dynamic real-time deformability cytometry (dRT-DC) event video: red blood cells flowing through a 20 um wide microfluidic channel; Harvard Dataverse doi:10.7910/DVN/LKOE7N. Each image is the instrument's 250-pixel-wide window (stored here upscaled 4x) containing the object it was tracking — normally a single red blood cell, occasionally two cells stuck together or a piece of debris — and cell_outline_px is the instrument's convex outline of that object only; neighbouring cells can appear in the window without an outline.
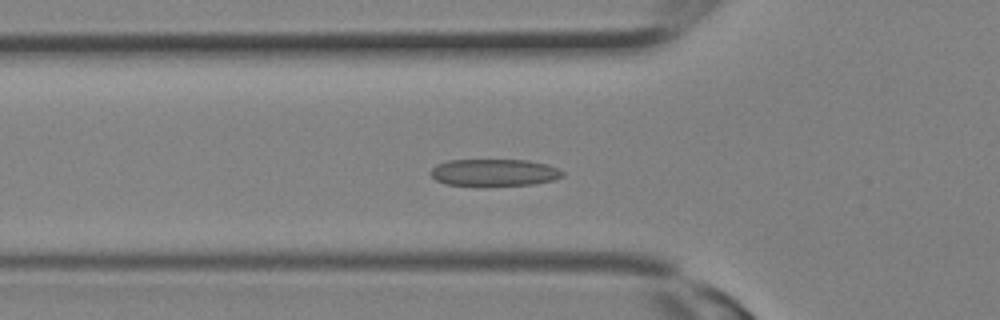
{"species": "Egyptian fruit bat (a non-hibernating species)", "species_latin": "Rousettus aegyptiacus", "temperature_condition": "room temperature", "stored_images_in_passage": 7, "camera_frame_rate_fps": 3000, "um_per_image_px": 0.085, "animal": {"sex": "female"}, "frame": {"image": 1, "passage_image": 3, "time_ms": 0.667, "image_size_px": [1000, 320], "cell_outline_px": [[564, 176], [552, 180], [532, 184], [484, 188], [444, 184], [436, 180], [428, 172], [436, 164], [448, 160], [528, 160], [548, 164], [564, 172]], "centroid_in_image_um": [41.95, 14.7], "position_along_channel_um": 83.8, "area_um2": 21.62}}
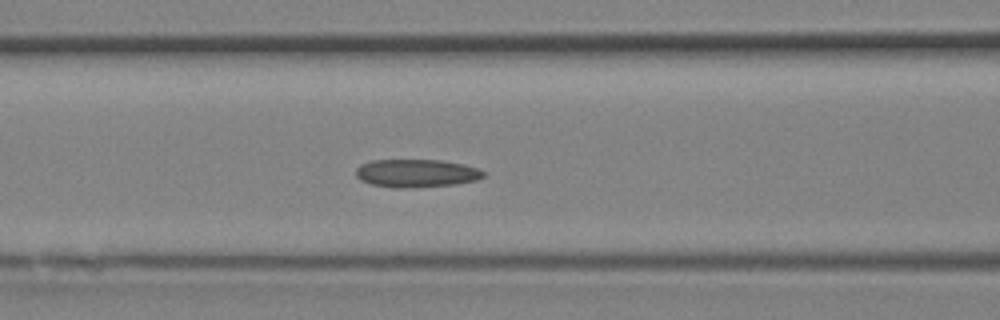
{"frame": {"image": 2, "passage_image": 5, "time_ms": 1.333, "image_size_px": [1000, 320], "cell_outline_px": [[488, 172], [484, 176], [476, 180], [456, 184], [412, 188], [392, 188], [372, 184], [360, 180], [356, 176], [356, 168], [360, 164], [372, 160], [440, 160], [460, 164], [476, 168]], "centroid_in_image_um": [35.37, 14.73], "position_along_channel_um": 131.2, "area_um2": 20.92}}
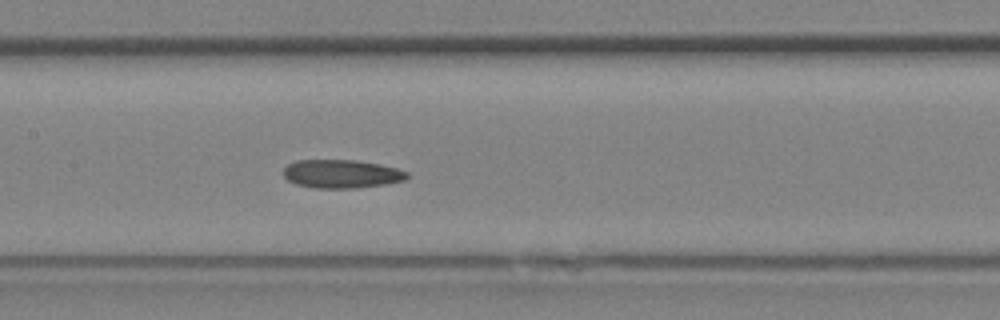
{"frame": {"image": 3, "passage_image": 7, "time_ms": 2.0, "image_size_px": [1000, 320], "cell_outline_px": [[408, 176], [404, 180], [384, 184], [356, 188], [316, 188], [296, 184], [288, 180], [284, 176], [284, 168], [288, 164], [296, 160], [356, 160], [380, 164], [396, 168], [408, 172]], "centroid_in_image_um": [29.02, 14.77], "position_along_channel_um": 178.4, "area_um2": 20.4}}